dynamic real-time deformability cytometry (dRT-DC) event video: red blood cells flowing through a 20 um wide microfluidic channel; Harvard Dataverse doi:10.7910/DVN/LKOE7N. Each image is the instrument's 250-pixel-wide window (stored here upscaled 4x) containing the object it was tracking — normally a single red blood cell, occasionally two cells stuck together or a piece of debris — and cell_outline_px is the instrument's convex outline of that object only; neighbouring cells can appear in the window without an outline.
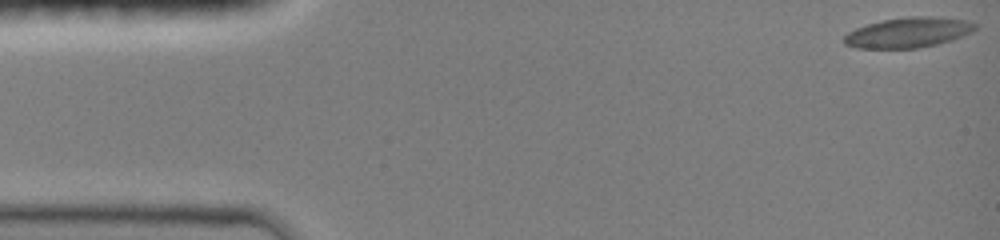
{"species": "common noctule bat (a hibernating species)", "species_latin": "Nyctalus noctula", "temperature_condition": "room temperature", "stored_images_in_passage": 45, "camera_frame_rate_fps": 3000, "um_per_image_px": 0.085, "animal": {"sex": "female", "body_mass_g": 19.0, "forearm_length_mm": 51.5}, "frame": {"image": 1, "passage_image": 1, "time_ms": 0.0, "image_size_px": [1000, 240], "cell_outline_px": [[976, 28], [952, 40], [936, 44], [916, 48], [856, 48], [844, 44], [844, 36], [848, 32], [856, 28], [868, 24], [884, 20], [908, 16], [932, 16], [964, 20], [976, 24]], "centroid_in_image_um": [77.15, 2.76], "position_along_channel_um": 7.8, "area_um2": 22.72}}
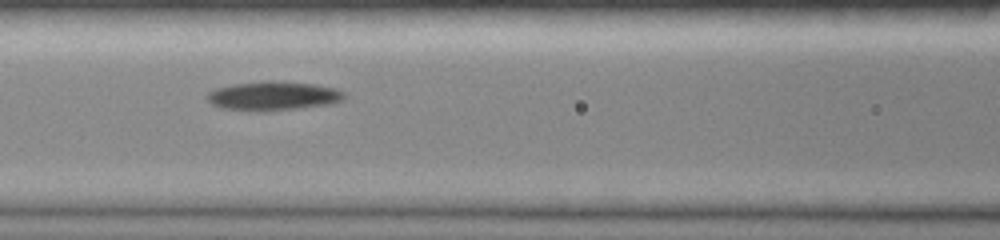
{"frame": {"image": 2, "passage_image": 20, "time_ms": 6.333, "image_size_px": [1000, 240], "cell_outline_px": [[344, 100], [328, 104], [300, 108], [264, 112], [248, 112], [220, 108], [212, 104], [208, 100], [208, 92], [216, 88], [232, 84], [268, 80], [316, 84], [332, 88], [344, 92]], "centroid_in_image_um": [23.17, 8.17], "position_along_channel_um": 143.4, "area_um2": 23.47}}
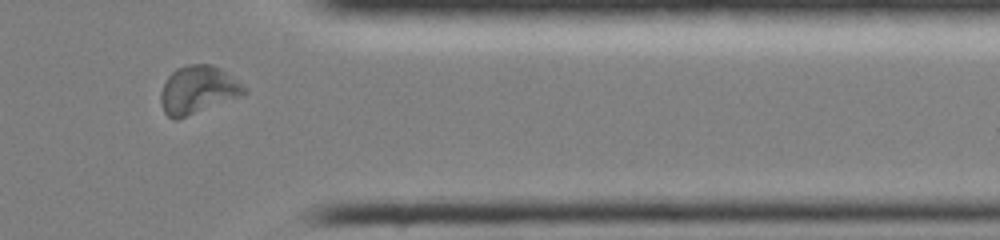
{"frame": {"image": 3, "passage_image": 39, "time_ms": 12.667, "image_size_px": [1000, 240], "cell_outline_px": [[248, 92], [176, 120], [172, 120], [164, 112], [160, 104], [160, 92], [168, 76], [176, 68], [188, 64], [212, 64], [220, 68], [248, 88]], "centroid_in_image_um": [16.78, 7.62], "position_along_channel_um": 394.6, "area_um2": 23.0}, "authors_computed_cell_mechanics": {"area_um2": 22.1374, "velocity_mm_per_s": 4.0117, "shape_relaxation_time_tau1_ms": 3.3653, "shape_relaxation_time_tau2_ms": 4.9376, "deformation_change_tau1": 0.1346, "deformation_change_tau2": 0.1183}}